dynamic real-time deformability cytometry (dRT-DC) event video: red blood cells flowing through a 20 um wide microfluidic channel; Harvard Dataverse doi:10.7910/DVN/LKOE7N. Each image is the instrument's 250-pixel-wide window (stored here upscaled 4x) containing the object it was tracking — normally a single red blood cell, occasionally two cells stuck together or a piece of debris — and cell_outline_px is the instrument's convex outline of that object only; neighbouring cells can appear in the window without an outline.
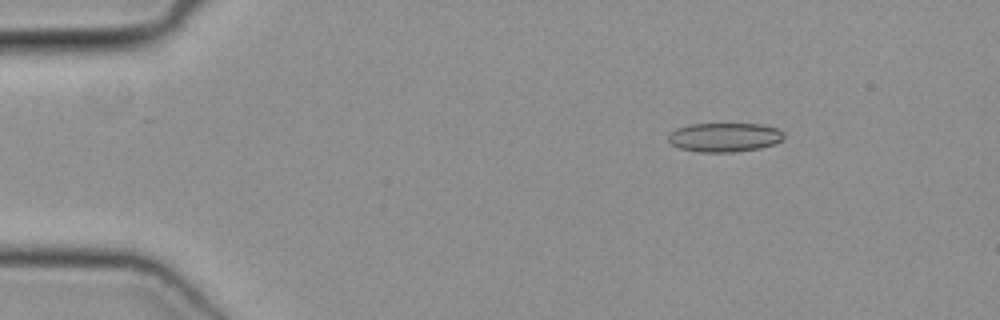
{"species": "common noctule bat (a hibernating species)", "species_latin": "Nyctalus noctula", "temperature_condition": "cold", "stored_images_in_passage": 43, "camera_frame_rate_fps": 3000, "um_per_image_px": 0.085, "animal": {"sex": "female", "body_mass_g": 19.3, "forearm_length_mm": 54.1}, "frame": {"image": 1, "passage_image": 1, "time_ms": 0.0, "image_size_px": [1000, 320], "cell_outline_px": [[784, 140], [776, 144], [760, 148], [732, 152], [700, 152], [680, 148], [672, 144], [668, 140], [668, 132], [676, 128], [692, 124], [760, 124], [776, 128], [784, 132]], "centroid_in_image_um": [61.6, 11.67], "position_along_channel_um": 23.4, "area_um2": 19.71}}
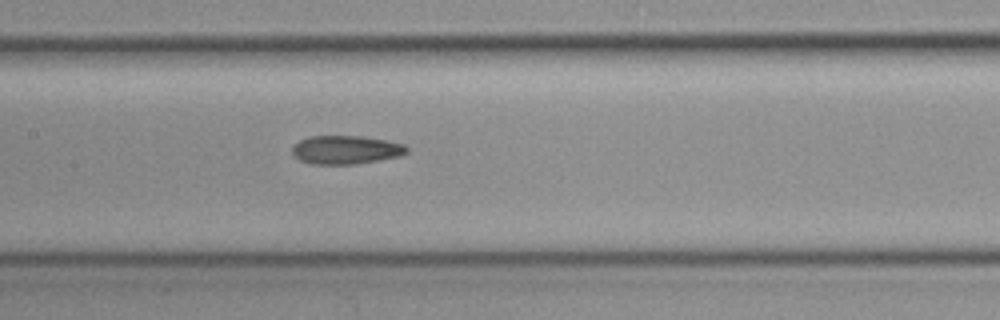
{"frame": {"image": 2, "passage_image": 18, "time_ms": 5.667, "image_size_px": [1000, 320], "cell_outline_px": [[408, 152], [400, 156], [352, 164], [312, 164], [300, 160], [292, 152], [292, 148], [300, 140], [312, 136], [364, 136], [404, 144], [408, 148]], "centroid_in_image_um": [29.41, 12.73], "position_along_channel_um": 178.0, "area_um2": 18.79}}
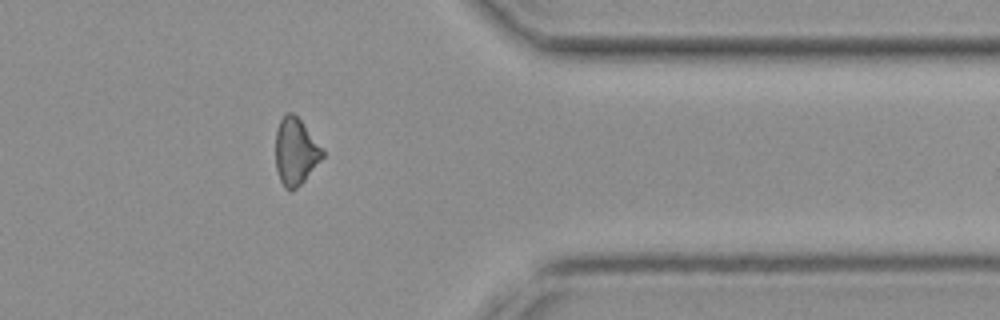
{"frame": {"image": 3, "passage_image": 34, "time_ms": 11.0, "image_size_px": [1000, 320], "cell_outline_px": [[324, 156], [304, 180], [296, 188], [284, 188], [280, 180], [276, 168], [276, 128], [280, 120], [288, 112], [292, 112], [300, 120], [324, 152]], "centroid_in_image_um": [25.1, 12.87], "position_along_channel_um": 386.3, "area_um2": 17.74}}